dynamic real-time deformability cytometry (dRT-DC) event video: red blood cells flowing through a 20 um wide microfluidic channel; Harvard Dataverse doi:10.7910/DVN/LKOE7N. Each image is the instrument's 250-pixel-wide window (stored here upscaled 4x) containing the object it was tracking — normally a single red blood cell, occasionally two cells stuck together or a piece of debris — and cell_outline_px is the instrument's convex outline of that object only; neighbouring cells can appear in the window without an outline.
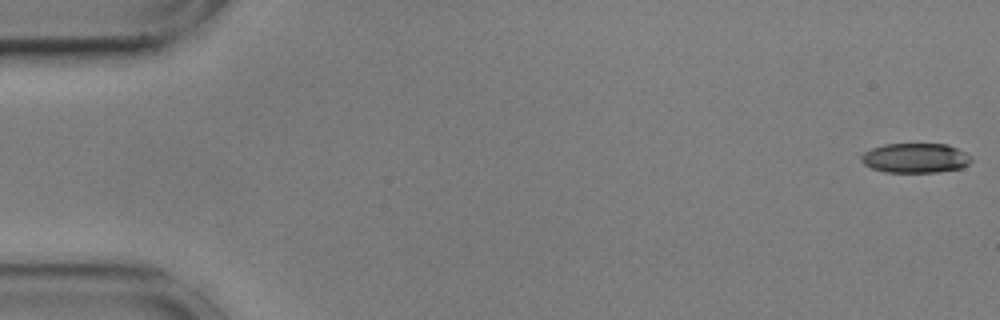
{"species": "common noctule bat (a hibernating species)", "species_latin": "Nyctalus noctula", "temperature_condition": "cold", "stored_images_in_passage": 23, "camera_frame_rate_fps": 3000, "um_per_image_px": 0.085, "animal": {"sex": "male", "body_mass_g": 17.9, "forearm_length_mm": 54.2}, "frame": {"image": 1, "passage_image": 1, "time_ms": 0.0, "image_size_px": [1000, 320], "cell_outline_px": [[972, 160], [968, 164], [960, 168], [936, 172], [884, 172], [872, 168], [864, 164], [860, 160], [860, 156], [864, 152], [872, 148], [884, 144], [948, 144], [972, 156]], "centroid_in_image_um": [77.79, 13.43], "position_along_channel_um": 7.2, "area_um2": 19.02}}
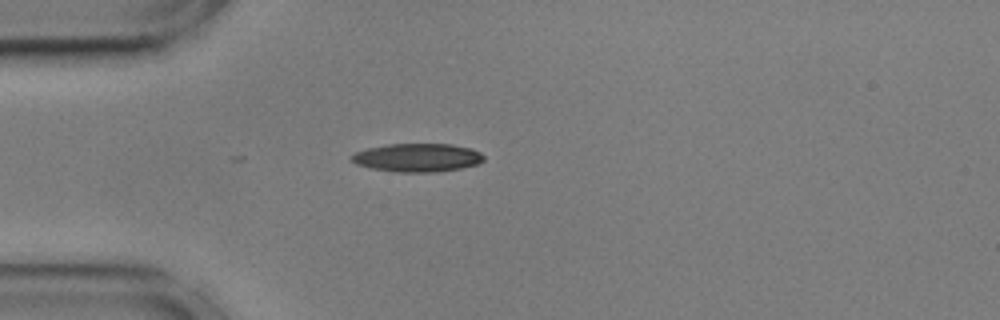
{"frame": {"image": 2, "passage_image": 15, "time_ms": 4.667, "image_size_px": [1000, 320], "cell_outline_px": [[484, 160], [476, 164], [460, 168], [440, 172], [396, 172], [372, 168], [356, 164], [348, 156], [356, 152], [368, 148], [388, 144], [452, 144], [472, 148], [480, 152], [484, 156]], "centroid_in_image_um": [35.49, 13.39], "position_along_channel_um": 49.5, "area_um2": 21.91}}